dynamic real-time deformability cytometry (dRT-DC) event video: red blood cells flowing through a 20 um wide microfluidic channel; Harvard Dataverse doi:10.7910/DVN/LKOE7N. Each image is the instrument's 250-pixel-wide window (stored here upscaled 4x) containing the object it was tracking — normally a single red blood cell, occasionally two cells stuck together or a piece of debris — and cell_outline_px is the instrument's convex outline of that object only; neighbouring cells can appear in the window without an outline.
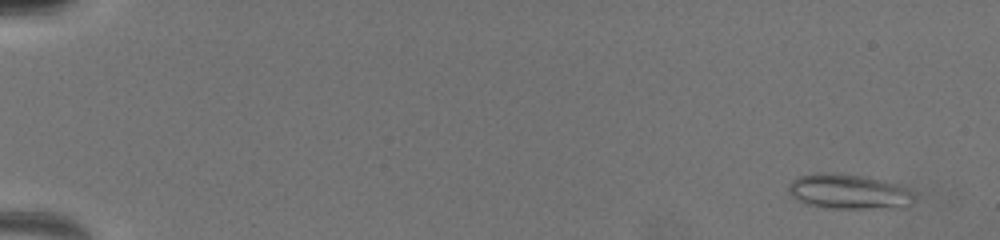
{"species": "common noctule bat (a hibernating species)", "species_latin": "Nyctalus noctula", "temperature_condition": "warm", "stored_images_in_passage": 45, "camera_frame_rate_fps": 3000, "um_per_image_px": 0.085, "animal": {"sex": "female", "body_mass_g": 19.5, "forearm_length_mm": 54.1}, "frame": {"image": 1, "passage_image": 3, "time_ms": 0.667, "image_size_px": [1000, 240], "cell_outline_px": [[912, 204], [904, 208], [828, 208], [804, 204], [792, 196], [788, 192], [788, 184], [792, 180], [800, 176], [820, 172], [828, 172], [868, 176], [904, 188], [912, 196]], "centroid_in_image_um": [72.06, 16.29], "position_along_channel_um": 12.9, "area_um2": 25.43}}
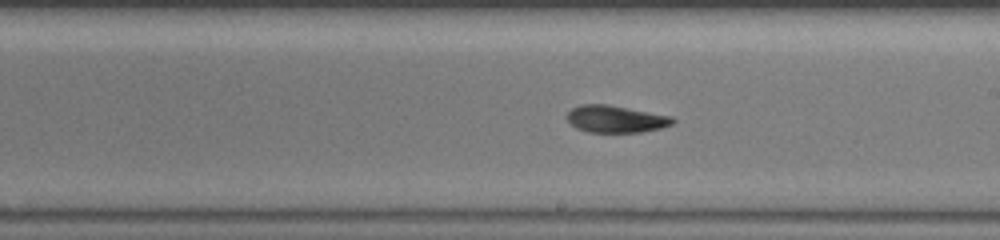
{"frame": {"image": 2, "passage_image": 28, "time_ms": 10.667, "image_size_px": [1000, 240], "cell_outline_px": [[676, 120], [672, 124], [660, 128], [640, 132], [588, 132], [576, 128], [564, 116], [572, 108], [580, 104], [608, 104], [672, 116]], "centroid_in_image_um": [52.32, 10.11], "position_along_channel_um": 236.7, "area_um2": 16.76}}
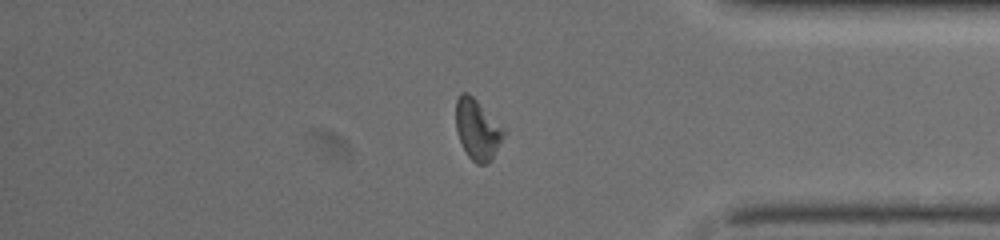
{"frame": {"image": 3, "passage_image": 41, "time_ms": 15.0, "image_size_px": [1000, 240], "cell_outline_px": [[508, 132], [492, 160], [484, 164], [476, 164], [468, 156], [460, 140], [456, 128], [456, 100], [460, 92], [468, 92]], "centroid_in_image_um": [40.61, 11.02], "position_along_channel_um": 394.6, "area_um2": 16.94}, "authors_computed_cell_mechanics": {"area_um2": 17.3978, "velocity_mm_per_s": 3.9882, "shape_relaxation_time_tau1_ms": 7.0208, "shape_relaxation_time_tau2_ms": 2.6315, "deformation_change_tau1": 0.1924, "deformation_change_tau2": 0.0816}}